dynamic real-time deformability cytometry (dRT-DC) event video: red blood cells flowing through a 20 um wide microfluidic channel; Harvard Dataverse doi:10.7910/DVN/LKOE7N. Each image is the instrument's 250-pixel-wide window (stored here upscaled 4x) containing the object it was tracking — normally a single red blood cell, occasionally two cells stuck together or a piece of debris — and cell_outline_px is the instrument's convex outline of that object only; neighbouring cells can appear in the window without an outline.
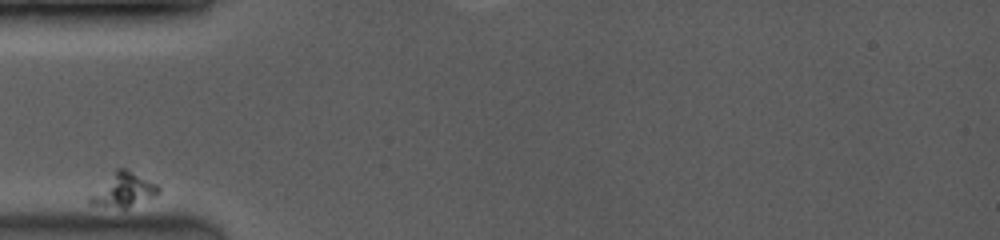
{"species": "common noctule bat (a hibernating species)", "species_latin": "Nyctalus noctula", "temperature_condition": "room temperature", "stored_images_in_passage": 35, "camera_frame_rate_fps": 3500, "um_per_image_px": 0.085, "animal": {"sex": "female", "body_mass_g": 19.0, "forearm_length_mm": 53.3}, "frame": {"image": 1, "passage_image": 1, "time_ms": 0.0, "image_size_px": [1000, 240], "cell_outline_px": [[160, 192], [128, 208], [120, 208], [92, 204], [88, 200], [88, 196], [116, 168], [124, 168], [160, 184]], "centroid_in_image_um": [10.5, 16.13], "position_along_channel_um": 74.5, "area_um2": 13.47}}
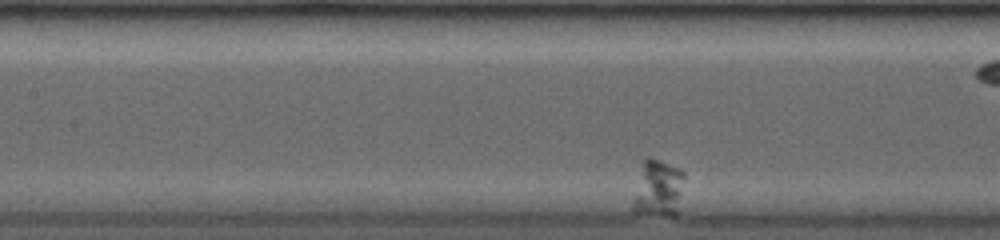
{"frame": {"image": 2, "passage_image": 12, "time_ms": 2.857, "image_size_px": [1000, 240], "cell_outline_px": [[684, 176], [676, 216], [668, 216], [632, 212], [632, 200], [644, 160], [648, 156], [660, 160], [680, 168], [684, 172]], "centroid_in_image_um": [55.93, 16.03], "position_along_channel_um": 151.5, "area_um2": 16.99}}
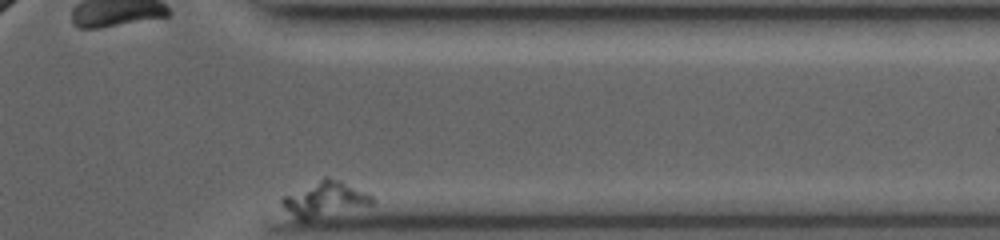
{"frame": {"image": 3, "passage_image": 35, "time_ms": 11.429, "image_size_px": [1000, 240], "cell_outline_px": [[376, 200], [372, 204], [308, 220], [300, 220], [280, 204], [280, 196], [324, 176], [328, 176], [340, 180], [368, 192]], "centroid_in_image_um": [27.58, 16.88], "position_along_channel_um": 383.8, "area_um2": 18.61}}